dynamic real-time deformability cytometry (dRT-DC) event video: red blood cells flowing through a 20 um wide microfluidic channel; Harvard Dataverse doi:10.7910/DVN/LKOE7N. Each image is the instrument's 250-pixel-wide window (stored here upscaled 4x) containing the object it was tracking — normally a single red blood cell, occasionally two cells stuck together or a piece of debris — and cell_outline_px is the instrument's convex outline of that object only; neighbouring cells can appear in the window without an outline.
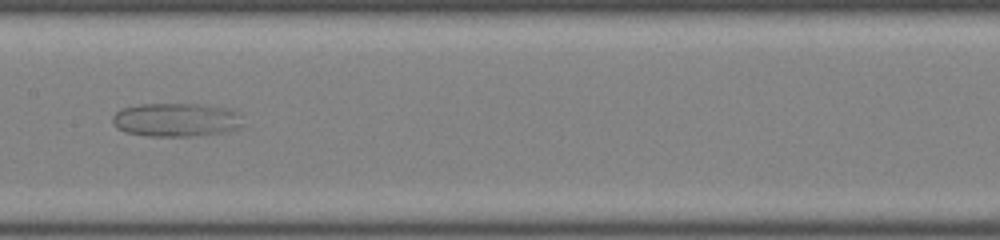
{"species": "common noctule bat (a hibernating species)", "species_latin": "Nyctalus noctula", "temperature_condition": "room temperature", "stored_images_in_passage": 47, "camera_frame_rate_fps": 3000, "um_per_image_px": 0.085, "animal": {"sex": "male", "body_mass_g": 19.0, "forearm_length_mm": 50.8}, "frame": {"image": 1, "passage_image": 24, "time_ms": 7.667, "image_size_px": [1000, 240], "cell_outline_px": [[240, 128], [224, 132], [192, 136], [148, 136], [128, 132], [116, 128], [112, 124], [112, 116], [116, 112], [124, 108], [140, 104], [204, 104], [228, 108], [236, 112], [240, 124]], "centroid_in_image_um": [14.93, 10.18], "position_along_channel_um": 192.5, "area_um2": 25.37}}
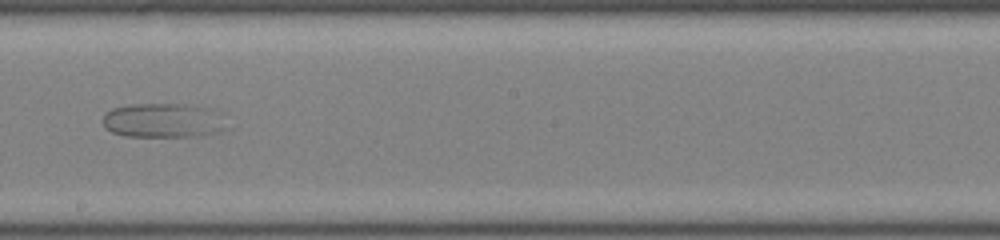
{"frame": {"image": 2, "passage_image": 27, "time_ms": 8.667, "image_size_px": [1000, 240], "cell_outline_px": [[232, 128], [220, 132], [204, 136], [124, 136], [112, 132], [104, 128], [104, 112], [112, 108], [132, 104], [192, 104], [224, 112]], "centroid_in_image_um": [14.04, 10.24], "position_along_channel_um": 234.2, "area_um2": 25.84}}
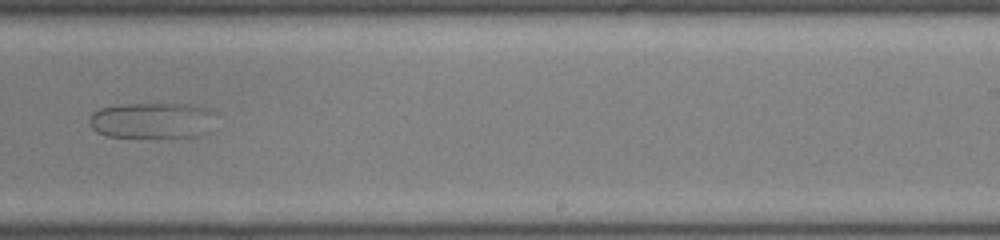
{"frame": {"image": 3, "passage_image": 30, "time_ms": 9.667, "image_size_px": [1000, 240], "cell_outline_px": [[212, 112], [200, 136], [104, 136], [96, 132], [88, 124], [88, 120], [92, 112], [100, 108], [120, 104], [188, 104], [204, 108]], "centroid_in_image_um": [12.73, 10.22], "position_along_channel_um": 276.3, "area_um2": 25.49}}